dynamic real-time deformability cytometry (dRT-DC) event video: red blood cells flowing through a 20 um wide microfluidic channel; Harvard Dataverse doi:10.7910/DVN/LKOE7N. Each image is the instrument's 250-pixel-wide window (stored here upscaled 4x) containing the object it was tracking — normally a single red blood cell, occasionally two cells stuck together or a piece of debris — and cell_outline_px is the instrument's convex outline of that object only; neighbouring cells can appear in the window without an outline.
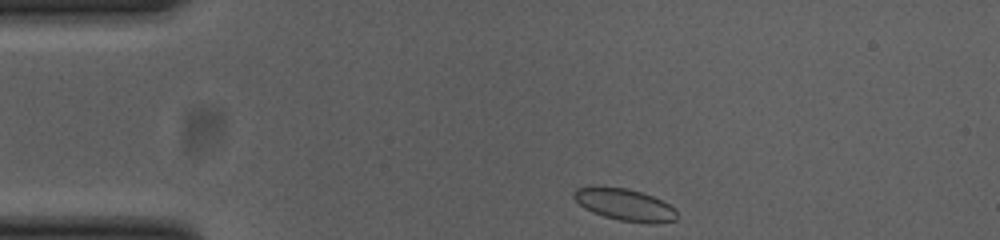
{"species": "common noctule bat (a hibernating species)", "species_latin": "Nyctalus noctula", "temperature_condition": "cold", "stored_images_in_passage": 46, "camera_frame_rate_fps": 3000, "um_per_image_px": 0.085, "animal": {"sex": "female", "body_mass_g": 23.0, "forearm_length_mm": 53.4}, "frame": {"image": 1, "passage_image": 1, "time_ms": 0.0, "image_size_px": [1000, 240], "cell_outline_px": [[676, 220], [652, 224], [620, 220], [604, 216], [592, 212], [584, 208], [572, 196], [572, 192], [576, 188], [624, 188], [640, 192], [652, 196], [676, 208]], "centroid_in_image_um": [53.13, 17.43], "position_along_channel_um": 31.9, "area_um2": 18.73}}
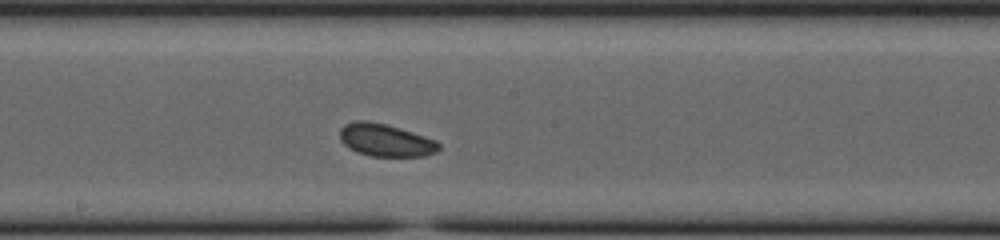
{"frame": {"image": 2, "passage_image": 20, "time_ms": 6.333, "image_size_px": [1000, 240], "cell_outline_px": [[440, 148], [436, 152], [424, 156], [372, 156], [356, 152], [348, 148], [340, 140], [340, 128], [344, 124], [352, 120], [368, 120], [388, 124], [436, 140], [440, 144]], "centroid_in_image_um": [32.74, 11.9], "position_along_channel_um": 215.5, "area_um2": 19.02}}
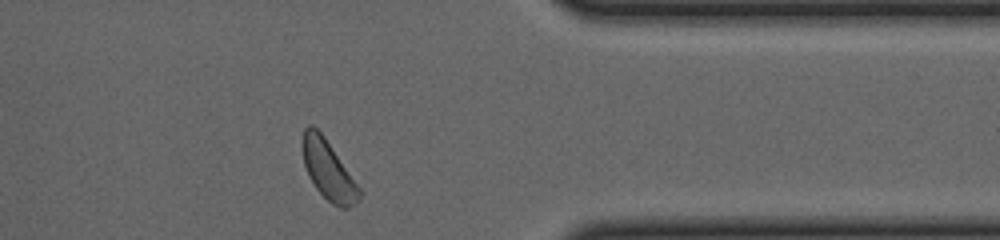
{"frame": {"image": 3, "passage_image": 35, "time_ms": 11.333, "image_size_px": [1000, 240], "cell_outline_px": [[360, 200], [348, 208], [340, 208], [332, 204], [316, 188], [304, 164], [300, 144], [300, 140], [304, 128], [308, 124], [312, 124], [324, 136], [360, 188]], "centroid_in_image_um": [27.87, 14.42], "position_along_channel_um": 383.5, "area_um2": 19.48}, "authors_computed_cell_mechanics": {"area_um2": 19.2474, "velocity_mm_per_s": 3.6495, "shape_relaxation_time_tau1_ms": 0.8146, "shape_relaxation_time_tau2_ms": 6.6262, "deformation_change_tau1": 0.0336, "deformation_change_tau2": 0.1129}}